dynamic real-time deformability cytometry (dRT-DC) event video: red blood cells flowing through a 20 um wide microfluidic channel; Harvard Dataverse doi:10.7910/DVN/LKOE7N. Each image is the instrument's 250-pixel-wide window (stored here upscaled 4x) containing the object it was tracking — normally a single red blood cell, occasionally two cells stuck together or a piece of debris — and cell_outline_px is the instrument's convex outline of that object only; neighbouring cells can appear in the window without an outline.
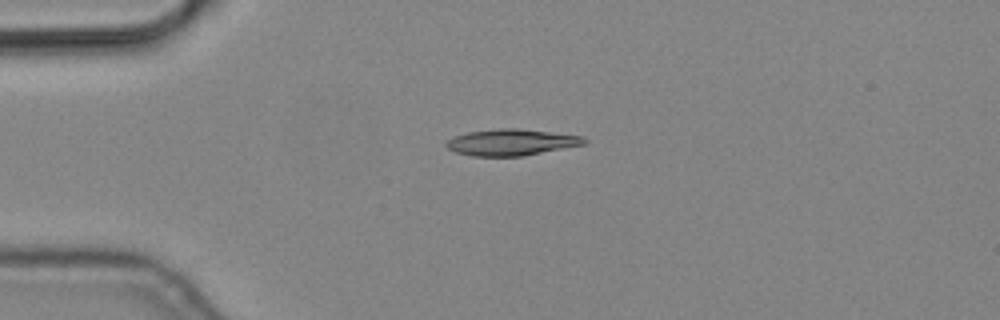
{"species": "common noctule bat (a hibernating species)", "species_latin": "Nyctalus noctula", "temperature_condition": "cold", "stored_images_in_passage": 5, "camera_frame_rate_fps": 3000, "um_per_image_px": 0.085, "animal": {"sex": "male", "body_mass_g": 19.2, "forearm_length_mm": 51.8}, "frame": {"image": 1, "passage_image": 3, "time_ms": 0.667, "image_size_px": [1000, 320], "cell_outline_px": [[588, 140], [584, 144], [524, 156], [472, 156], [456, 152], [448, 148], [444, 144], [448, 140], [456, 136], [468, 132], [500, 128], [516, 128], [584, 136]], "centroid_in_image_um": [43.47, 12.1], "position_along_channel_um": 41.5, "area_um2": 21.04}}
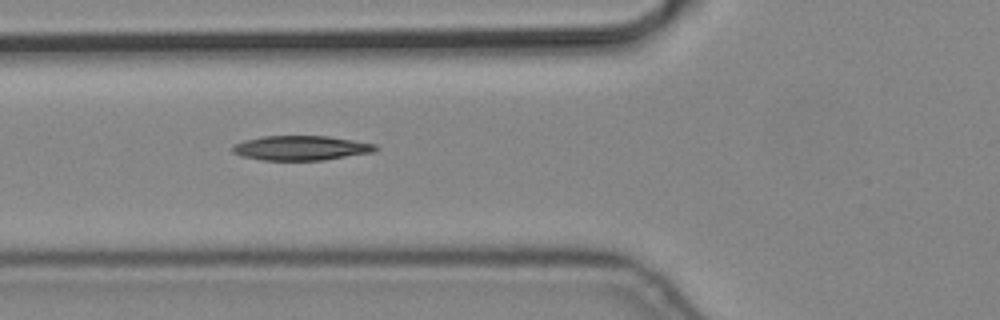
{"frame": {"image": 2, "passage_image": 5, "time_ms": 1.333, "image_size_px": [1000, 320], "cell_outline_px": [[380, 148], [372, 152], [324, 160], [260, 160], [240, 156], [232, 152], [232, 144], [244, 140], [264, 136], [328, 136], [376, 144]], "centroid_in_image_um": [25.55, 12.58], "position_along_channel_um": 100.3, "area_um2": 20.58}}